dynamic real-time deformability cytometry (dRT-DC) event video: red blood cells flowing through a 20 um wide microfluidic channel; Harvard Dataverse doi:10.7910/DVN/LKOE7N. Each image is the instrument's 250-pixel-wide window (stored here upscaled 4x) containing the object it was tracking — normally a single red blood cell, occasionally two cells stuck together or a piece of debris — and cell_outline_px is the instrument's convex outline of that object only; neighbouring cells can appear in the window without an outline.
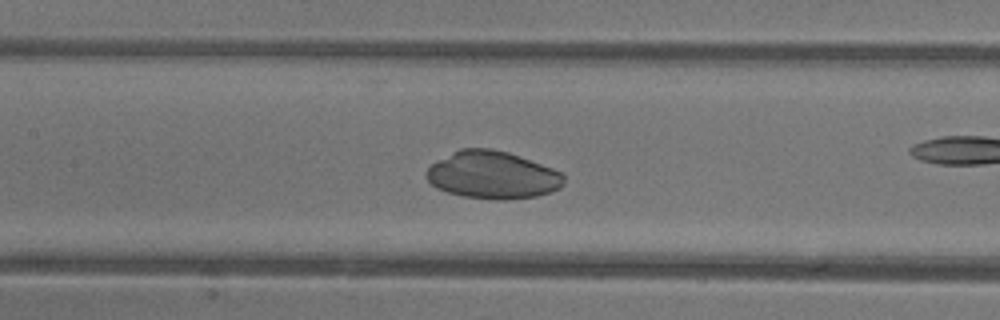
{"species": "common noctule bat (a hibernating species)", "species_latin": "Nyctalus noctula", "temperature_condition": "warm", "stored_images_in_passage": 31, "camera_frame_rate_fps": 3000, "um_per_image_px": 0.085, "animal": {"sex": "female"}, "frame": {"image": 1, "passage_image": 18, "time_ms": 5.667, "image_size_px": [1000, 320], "cell_outline_px": [[564, 184], [560, 188], [552, 192], [536, 196], [504, 200], [496, 200], [464, 196], [448, 192], [436, 188], [424, 176], [424, 172], [432, 164], [452, 152], [460, 148], [492, 148], [508, 152], [520, 156], [552, 168], [560, 172], [564, 176]], "centroid_in_image_um": [41.86, 14.88], "position_along_channel_um": 165.5, "area_um2": 38.15}}